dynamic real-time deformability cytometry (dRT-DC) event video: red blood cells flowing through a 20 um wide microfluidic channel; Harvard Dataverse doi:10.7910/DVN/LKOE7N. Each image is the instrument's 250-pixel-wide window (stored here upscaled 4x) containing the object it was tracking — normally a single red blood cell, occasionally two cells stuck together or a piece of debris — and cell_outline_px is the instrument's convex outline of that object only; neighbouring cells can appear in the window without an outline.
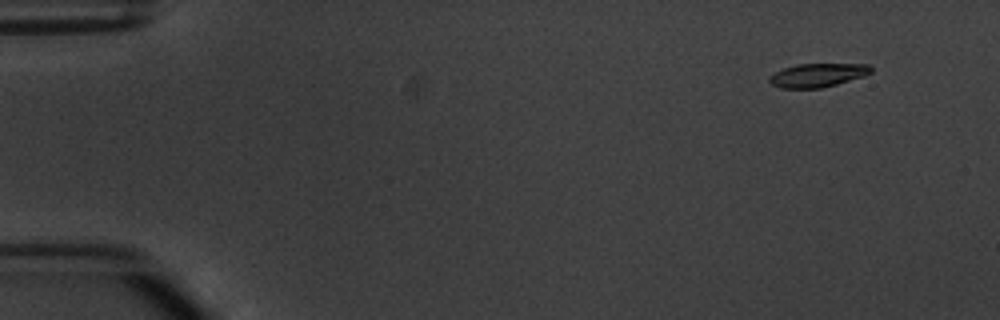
{"species": "common noctule bat (a hibernating species)", "species_latin": "Nyctalus noctula", "temperature_condition": "warm", "stored_images_in_passage": 7, "camera_frame_rate_fps": 3000, "um_per_image_px": 0.085, "animal": {"sex": "male", "body_mass_g": 20.1, "forearm_length_mm": 53.5}, "frame": {"image": 1, "passage_image": 2, "time_ms": 1.333, "image_size_px": [1000, 320], "cell_outline_px": [[872, 72], [864, 76], [836, 84], [820, 88], [780, 88], [772, 84], [768, 80], [776, 72], [784, 68], [796, 64], [868, 64], [872, 68]], "centroid_in_image_um": [69.52, 6.39], "position_along_channel_um": 15.5, "area_um2": 13.81}}
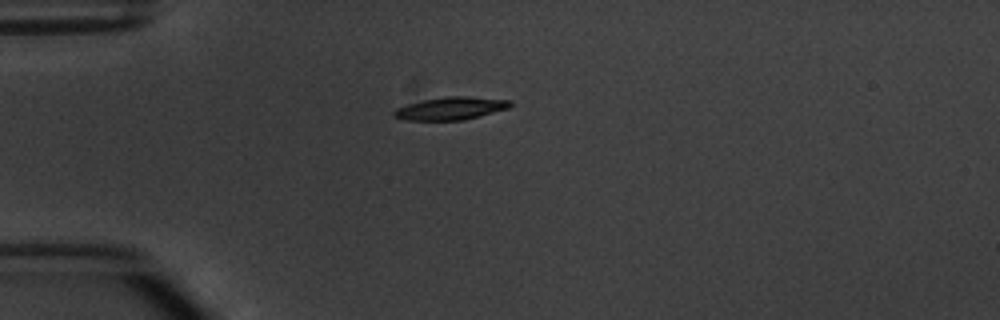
{"frame": {"image": 2, "passage_image": 5, "time_ms": 4.667, "image_size_px": [1000, 320], "cell_outline_px": [[512, 104], [508, 108], [464, 120], [404, 120], [392, 116], [392, 112], [396, 108], [408, 104], [424, 100], [448, 96], [468, 96], [512, 100]], "centroid_in_image_um": [38.3, 9.21], "position_along_channel_um": 46.7, "area_um2": 15.37}}
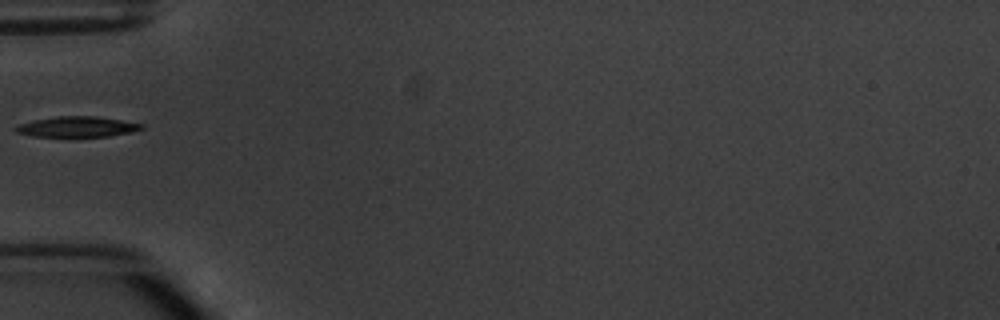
{"frame": {"image": 3, "passage_image": 6, "time_ms": 6.0, "image_size_px": [1000, 320], "cell_outline_px": [[144, 128], [132, 132], [108, 136], [32, 136], [16, 132], [12, 128], [20, 124], [32, 120], [56, 116], [96, 116], [144, 124]], "centroid_in_image_um": [6.54, 10.77], "position_along_channel_um": 78.5, "area_um2": 14.97}}